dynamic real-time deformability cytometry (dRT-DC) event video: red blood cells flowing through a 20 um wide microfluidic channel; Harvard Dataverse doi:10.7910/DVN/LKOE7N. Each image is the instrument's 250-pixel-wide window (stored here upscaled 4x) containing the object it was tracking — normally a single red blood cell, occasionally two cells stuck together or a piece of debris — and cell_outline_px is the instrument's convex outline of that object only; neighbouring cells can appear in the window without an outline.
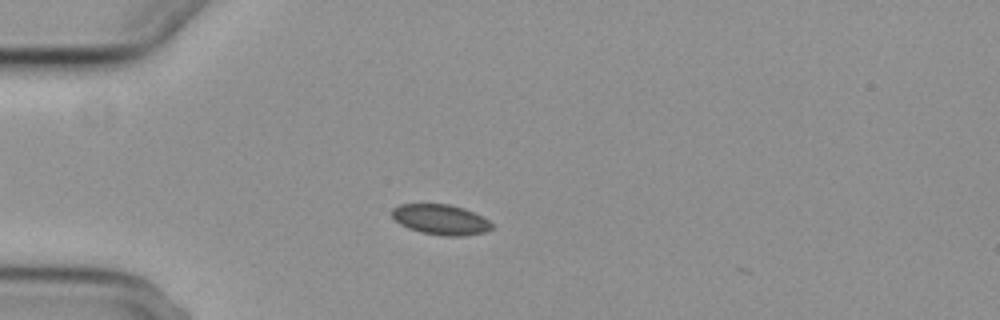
{"species": "common noctule bat (a hibernating species)", "species_latin": "Nyctalus noctula", "temperature_condition": "cold", "stored_images_in_passage": 4, "camera_frame_rate_fps": 3000, "um_per_image_px": 0.085, "animal": {"sex": "female", "body_mass_g": 29.2, "forearm_length_mm": 56.3}, "frame": {"image": 1, "passage_image": 3, "time_ms": 2.333, "image_size_px": [1000, 320], "cell_outline_px": [[492, 228], [484, 232], [464, 236], [444, 236], [420, 232], [408, 228], [400, 224], [392, 216], [392, 208], [400, 204], [448, 204], [464, 208], [488, 220], [492, 224]], "centroid_in_image_um": [37.43, 18.66], "position_along_channel_um": 47.6, "area_um2": 17.51}}